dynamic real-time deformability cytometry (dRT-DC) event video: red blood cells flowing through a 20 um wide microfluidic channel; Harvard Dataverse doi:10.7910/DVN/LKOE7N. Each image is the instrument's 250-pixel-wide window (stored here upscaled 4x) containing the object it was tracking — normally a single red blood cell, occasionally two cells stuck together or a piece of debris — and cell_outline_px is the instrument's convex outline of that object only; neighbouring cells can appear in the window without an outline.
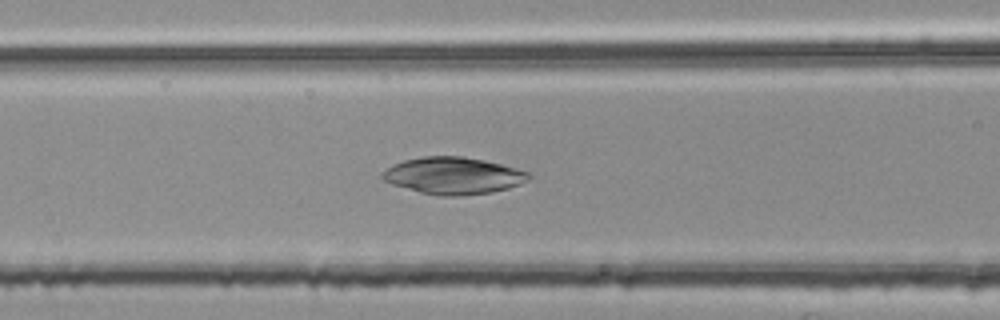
{"species": "common noctule bat (a hibernating species)", "species_latin": "Nyctalus noctula", "temperature_condition": "room temperature", "stored_images_in_passage": 53, "camera_frame_rate_fps": 3000, "um_per_image_px": 0.085, "animal": {"sex": "female", "body_mass_g": 25.1}, "frame": {"image": 1, "passage_image": 22, "time_ms": 7.0, "image_size_px": [1000, 320], "cell_outline_px": [[532, 176], [528, 180], [520, 184], [508, 188], [492, 192], [456, 196], [440, 196], [420, 192], [392, 184], [384, 180], [380, 176], [392, 164], [404, 160], [420, 156], [460, 156], [484, 160], [516, 168], [528, 172]], "centroid_in_image_um": [38.53, 14.93], "position_along_channel_um": 128.1, "area_um2": 31.39}}
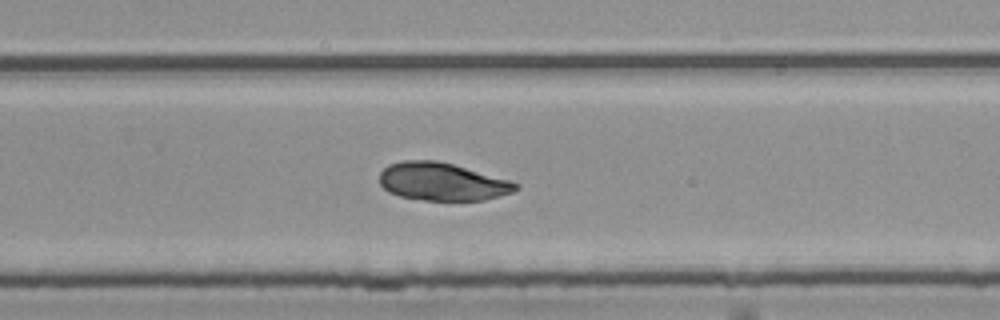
{"frame": {"image": 2, "passage_image": 35, "time_ms": 11.333, "image_size_px": [1000, 320], "cell_outline_px": [[520, 188], [512, 192], [484, 200], [424, 200], [400, 196], [388, 192], [380, 184], [380, 172], [388, 164], [404, 160], [436, 160], [452, 164], [512, 180], [520, 184]], "centroid_in_image_um": [37.6, 15.44], "position_along_channel_um": 292.2, "area_um2": 30.11}}
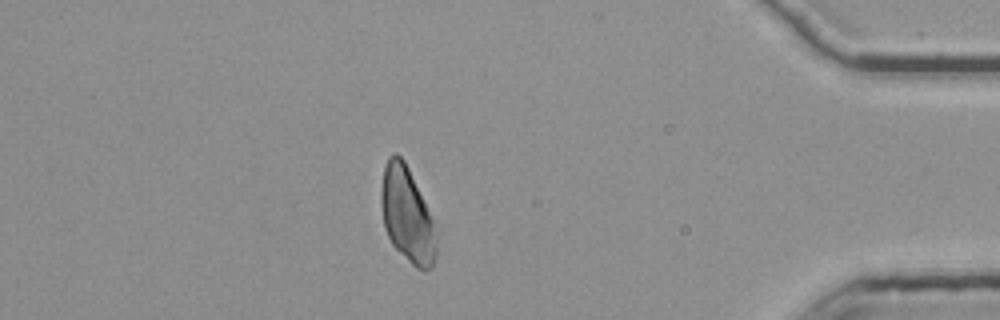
{"frame": {"image": 3, "passage_image": 47, "time_ms": 15.333, "image_size_px": [1000, 320], "cell_outline_px": [[436, 256], [432, 268], [416, 268], [392, 244], [384, 228], [380, 204], [380, 192], [384, 168], [388, 156], [392, 152], [396, 152], [404, 160], [408, 168], [432, 220], [436, 236]], "centroid_in_image_um": [34.56, 18.24], "position_along_channel_um": 400.6, "area_um2": 30.11}}